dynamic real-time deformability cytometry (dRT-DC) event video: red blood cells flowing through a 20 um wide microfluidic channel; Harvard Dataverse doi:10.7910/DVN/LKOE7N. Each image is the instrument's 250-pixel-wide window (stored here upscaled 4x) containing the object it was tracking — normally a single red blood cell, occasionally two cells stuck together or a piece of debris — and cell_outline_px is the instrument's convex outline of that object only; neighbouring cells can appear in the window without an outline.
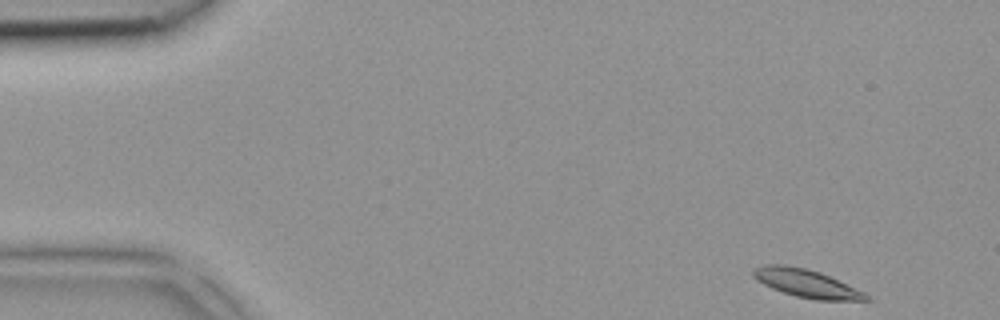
{"species": "common noctule bat (a hibernating species)", "species_latin": "Nyctalus noctula", "temperature_condition": "room temperature", "stored_images_in_passage": 4, "camera_frame_rate_fps": 3000, "um_per_image_px": 0.085, "animal": {"sex": "female", "body_mass_g": 18.4}, "frame": {"image": 1, "passage_image": 1, "time_ms": 0.0, "image_size_px": [1000, 320], "cell_outline_px": [[872, 300], [816, 300], [796, 296], [772, 288], [764, 284], [752, 276], [752, 268], [764, 264], [784, 264], [804, 268], [820, 272], [864, 292], [872, 296]], "centroid_in_image_um": [68.54, 24.08], "position_along_channel_um": 16.5, "area_um2": 18.38}}
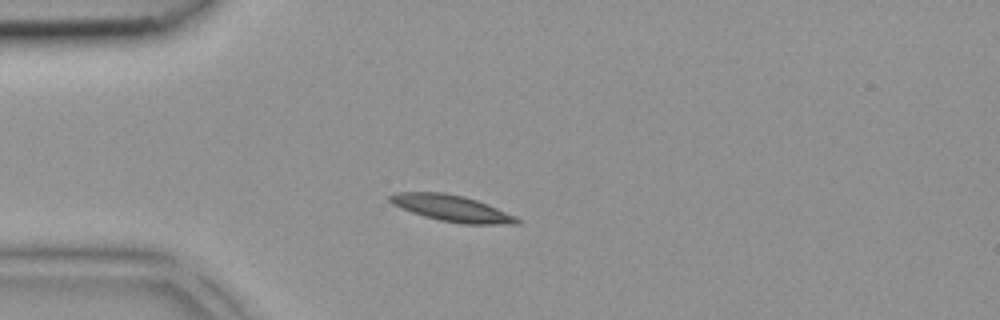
{"frame": {"image": 2, "passage_image": 3, "time_ms": 0.667, "image_size_px": [1000, 320], "cell_outline_px": [[520, 224], [460, 224], [440, 220], [424, 216], [400, 208], [392, 204], [388, 200], [388, 196], [392, 192], [444, 192], [464, 196], [488, 204], [516, 216], [520, 220]], "centroid_in_image_um": [38.38, 17.7], "position_along_channel_um": 46.6, "area_um2": 19.65}}